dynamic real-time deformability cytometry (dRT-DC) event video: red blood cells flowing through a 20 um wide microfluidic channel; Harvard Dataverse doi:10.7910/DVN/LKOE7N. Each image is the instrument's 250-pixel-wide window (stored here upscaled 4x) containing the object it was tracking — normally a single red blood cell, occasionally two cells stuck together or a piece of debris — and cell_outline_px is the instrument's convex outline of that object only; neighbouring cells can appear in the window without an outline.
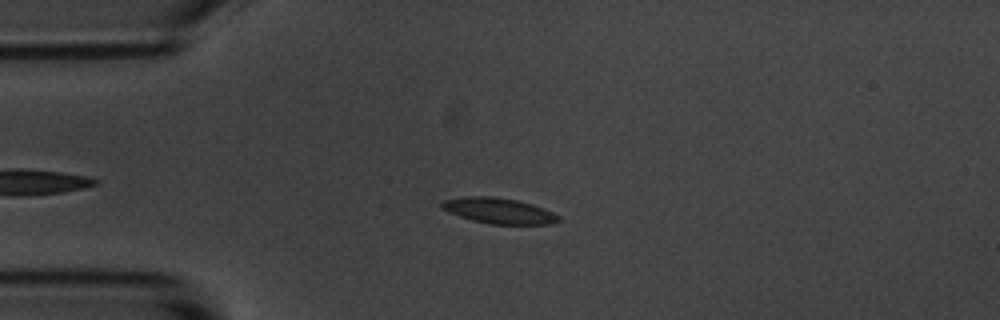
{"species": "common noctule bat (a hibernating species)", "species_latin": "Nyctalus noctula", "temperature_condition": "room temperature", "stored_images_in_passage": 39, "camera_frame_rate_fps": 3000, "um_per_image_px": 0.085, "animal": {"sex": "male", "body_mass_g": 20.1, "forearm_length_mm": 53.5}, "frame": {"image": 1, "passage_image": 2, "time_ms": 0.333, "image_size_px": [1000, 320], "cell_outline_px": [[560, 220], [548, 224], [488, 224], [472, 220], [448, 212], [440, 208], [440, 204], [444, 200], [464, 196], [492, 196], [516, 200], [532, 204], [552, 212], [560, 216]], "centroid_in_image_um": [42.36, 17.91], "position_along_channel_um": 42.6, "area_um2": 17.4}}
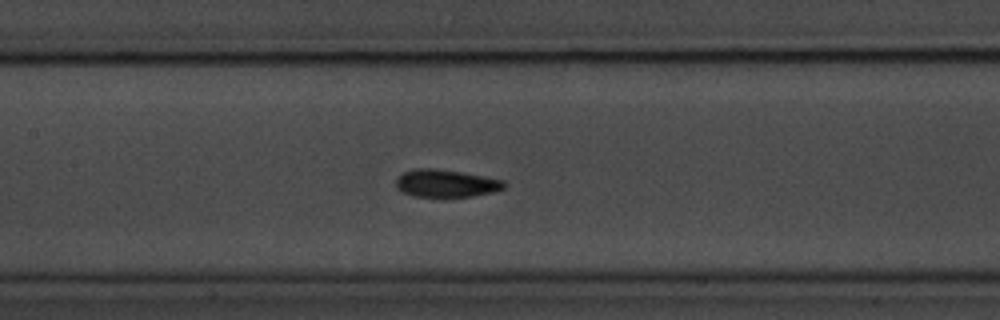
{"frame": {"image": 2, "passage_image": 14, "time_ms": 4.333, "image_size_px": [1000, 320], "cell_outline_px": [[508, 184], [504, 188], [492, 192], [472, 196], [416, 196], [400, 192], [396, 188], [396, 180], [404, 172], [416, 168], [436, 168], [484, 176], [504, 180]], "centroid_in_image_um": [37.91, 15.58], "position_along_channel_um": 169.5, "area_um2": 17.28}}
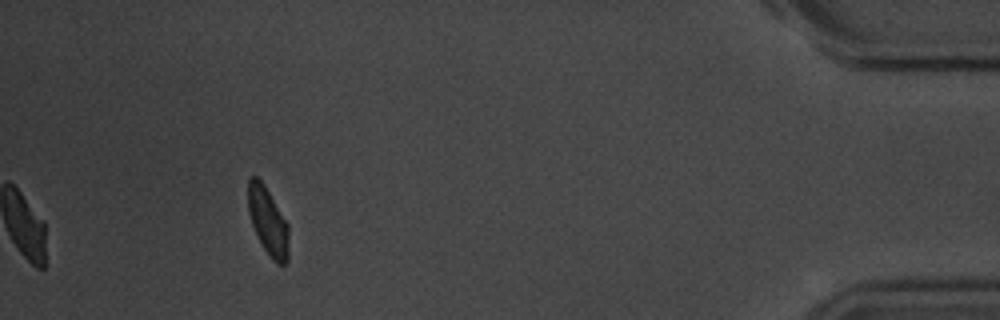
{"frame": {"image": 3, "passage_image": 39, "time_ms": 12.667, "image_size_px": [1000, 320], "cell_outline_px": [[288, 260], [284, 264], [276, 264], [272, 260], [264, 248], [252, 224], [248, 212], [248, 180], [252, 176], [256, 176], [264, 184], [288, 224]], "centroid_in_image_um": [22.78, 18.81], "position_along_channel_um": 412.4, "area_um2": 15.84}, "authors_computed_cell_mechanics": {"area_um2": 17.629, "velocity_mm_per_s": 3.6641, "shape_relaxation_time_tau1_ms": 2.1975, "shape_relaxation_time_tau2_ms": 2.5701, "deformation_change_tau1": 0.0925, "deformation_change_tau2": 0.085}}